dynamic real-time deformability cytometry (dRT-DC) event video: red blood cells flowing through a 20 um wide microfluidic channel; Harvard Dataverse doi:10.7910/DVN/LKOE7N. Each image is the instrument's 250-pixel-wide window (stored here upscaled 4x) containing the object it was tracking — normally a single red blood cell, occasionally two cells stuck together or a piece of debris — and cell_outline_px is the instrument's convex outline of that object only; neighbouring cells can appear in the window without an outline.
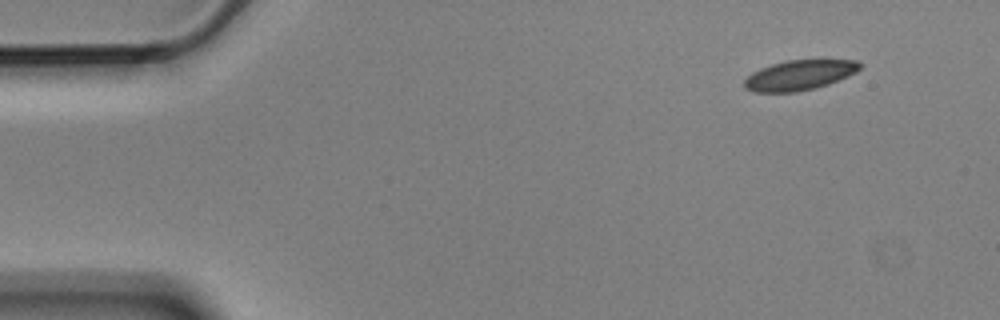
{"species": "Egyptian fruit bat (a non-hibernating species)", "species_latin": "Rousettus aegyptiacus", "temperature_condition": "cold", "stored_images_in_passage": 5, "camera_frame_rate_fps": 3000, "um_per_image_px": 0.085, "animal": {"sex": "male"}, "frame": {"image": 1, "passage_image": 2, "time_ms": 0.333, "image_size_px": [1000, 320], "cell_outline_px": [[864, 64], [856, 72], [848, 76], [828, 84], [816, 88], [796, 92], [752, 92], [744, 88], [744, 80], [752, 72], [760, 68], [772, 64], [788, 60], [856, 60]], "centroid_in_image_um": [67.95, 6.39], "position_along_channel_um": 17.1, "area_um2": 20.29}}
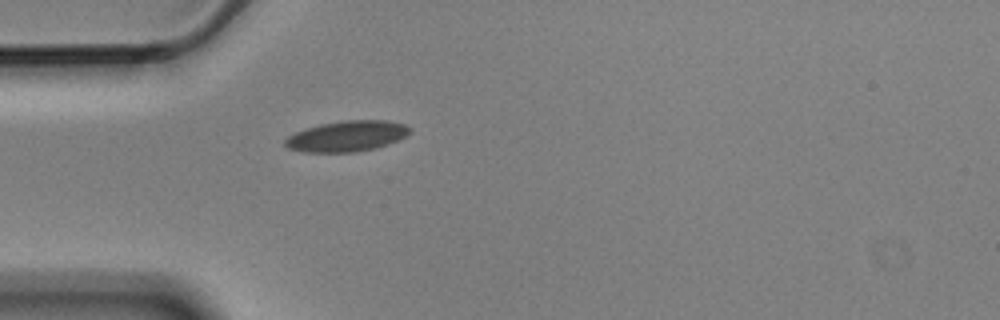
{"frame": {"image": 2, "passage_image": 5, "time_ms": 1.333, "image_size_px": [1000, 320], "cell_outline_px": [[412, 132], [396, 140], [376, 148], [352, 152], [304, 152], [288, 148], [284, 144], [284, 140], [288, 136], [296, 132], [320, 124], [344, 120], [388, 120], [404, 124], [412, 128]], "centroid_in_image_um": [29.49, 11.57], "position_along_channel_um": 55.5, "area_um2": 22.2}}